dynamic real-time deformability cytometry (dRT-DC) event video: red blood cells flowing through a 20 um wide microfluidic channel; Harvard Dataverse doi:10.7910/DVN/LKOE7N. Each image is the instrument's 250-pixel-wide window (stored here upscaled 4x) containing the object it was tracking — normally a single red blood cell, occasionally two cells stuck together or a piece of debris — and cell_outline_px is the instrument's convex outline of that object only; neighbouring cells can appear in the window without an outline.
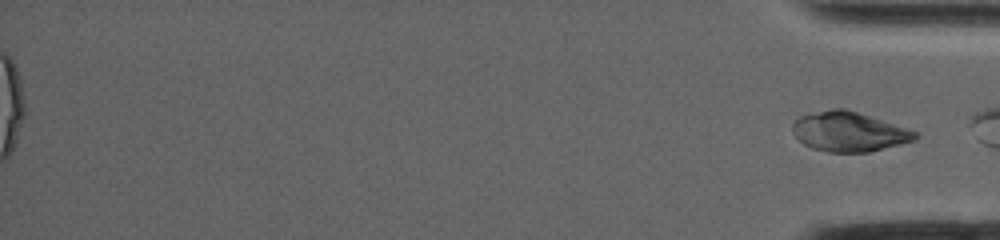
{"species": "common noctule bat (a hibernating species)", "species_latin": "Nyctalus noctula", "temperature_condition": "warm", "stored_images_in_passage": 74, "segment_of_instrument_passage": [2, 2], "camera_frame_rate_fps": 5000, "um_per_image_px": 0.085, "animal": {"sex": "female", "body_mass_g": 19.0, "forearm_length_mm": 53.3}, "frame": {"image": 1, "passage_image": 74, "time_ms": 16.6, "image_size_px": [1000, 240], "cell_outline_px": [[920, 136], [916, 140], [868, 152], [828, 152], [812, 148], [804, 144], [792, 132], [792, 124], [800, 116], [832, 108], [844, 108], [920, 132]], "centroid_in_image_um": [72.19, 11.2], "position_along_channel_um": 363.0, "area_um2": 28.21}}